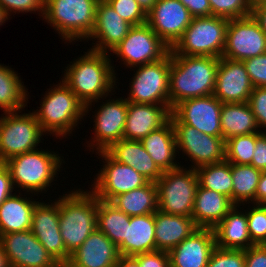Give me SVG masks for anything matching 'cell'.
Here are the masks:
<instances>
[{
  "mask_svg": "<svg viewBox=\"0 0 266 267\" xmlns=\"http://www.w3.org/2000/svg\"><path fill=\"white\" fill-rule=\"evenodd\" d=\"M107 53L89 51L67 66L62 81L85 106V115L92 102L108 96L115 88L116 74Z\"/></svg>",
  "mask_w": 266,
  "mask_h": 267,
  "instance_id": "1",
  "label": "cell"
},
{
  "mask_svg": "<svg viewBox=\"0 0 266 267\" xmlns=\"http://www.w3.org/2000/svg\"><path fill=\"white\" fill-rule=\"evenodd\" d=\"M219 60L212 56L171 55L170 111L183 100L214 93Z\"/></svg>",
  "mask_w": 266,
  "mask_h": 267,
  "instance_id": "2",
  "label": "cell"
},
{
  "mask_svg": "<svg viewBox=\"0 0 266 267\" xmlns=\"http://www.w3.org/2000/svg\"><path fill=\"white\" fill-rule=\"evenodd\" d=\"M71 192L59 197L60 234L70 255L97 228L98 209V198L92 191Z\"/></svg>",
  "mask_w": 266,
  "mask_h": 267,
  "instance_id": "3",
  "label": "cell"
},
{
  "mask_svg": "<svg viewBox=\"0 0 266 267\" xmlns=\"http://www.w3.org/2000/svg\"><path fill=\"white\" fill-rule=\"evenodd\" d=\"M45 94L33 113L45 134L65 137L85 115V106L62 81Z\"/></svg>",
  "mask_w": 266,
  "mask_h": 267,
  "instance_id": "4",
  "label": "cell"
},
{
  "mask_svg": "<svg viewBox=\"0 0 266 267\" xmlns=\"http://www.w3.org/2000/svg\"><path fill=\"white\" fill-rule=\"evenodd\" d=\"M99 0H44L43 19L69 42L88 41Z\"/></svg>",
  "mask_w": 266,
  "mask_h": 267,
  "instance_id": "5",
  "label": "cell"
},
{
  "mask_svg": "<svg viewBox=\"0 0 266 267\" xmlns=\"http://www.w3.org/2000/svg\"><path fill=\"white\" fill-rule=\"evenodd\" d=\"M61 163L58 154L35 149L9 158L4 165L10 171L13 186L35 194L46 191L61 168Z\"/></svg>",
  "mask_w": 266,
  "mask_h": 267,
  "instance_id": "6",
  "label": "cell"
},
{
  "mask_svg": "<svg viewBox=\"0 0 266 267\" xmlns=\"http://www.w3.org/2000/svg\"><path fill=\"white\" fill-rule=\"evenodd\" d=\"M229 19L217 16L196 17L170 49L171 55L221 58Z\"/></svg>",
  "mask_w": 266,
  "mask_h": 267,
  "instance_id": "7",
  "label": "cell"
},
{
  "mask_svg": "<svg viewBox=\"0 0 266 267\" xmlns=\"http://www.w3.org/2000/svg\"><path fill=\"white\" fill-rule=\"evenodd\" d=\"M158 210L164 214L191 217L199 185L196 169L179 167L165 171L155 182Z\"/></svg>",
  "mask_w": 266,
  "mask_h": 267,
  "instance_id": "8",
  "label": "cell"
},
{
  "mask_svg": "<svg viewBox=\"0 0 266 267\" xmlns=\"http://www.w3.org/2000/svg\"><path fill=\"white\" fill-rule=\"evenodd\" d=\"M0 117V163L37 149L44 131L32 112H4Z\"/></svg>",
  "mask_w": 266,
  "mask_h": 267,
  "instance_id": "9",
  "label": "cell"
},
{
  "mask_svg": "<svg viewBox=\"0 0 266 267\" xmlns=\"http://www.w3.org/2000/svg\"><path fill=\"white\" fill-rule=\"evenodd\" d=\"M170 52L159 61L139 66L131 82L127 102L165 105L170 110Z\"/></svg>",
  "mask_w": 266,
  "mask_h": 267,
  "instance_id": "10",
  "label": "cell"
},
{
  "mask_svg": "<svg viewBox=\"0 0 266 267\" xmlns=\"http://www.w3.org/2000/svg\"><path fill=\"white\" fill-rule=\"evenodd\" d=\"M170 48L147 24L133 26L126 37L112 50L128 67H137L163 59Z\"/></svg>",
  "mask_w": 266,
  "mask_h": 267,
  "instance_id": "11",
  "label": "cell"
},
{
  "mask_svg": "<svg viewBox=\"0 0 266 267\" xmlns=\"http://www.w3.org/2000/svg\"><path fill=\"white\" fill-rule=\"evenodd\" d=\"M222 104L213 94L189 98L172 108L170 119L172 124H187L204 134L222 137Z\"/></svg>",
  "mask_w": 266,
  "mask_h": 267,
  "instance_id": "12",
  "label": "cell"
},
{
  "mask_svg": "<svg viewBox=\"0 0 266 267\" xmlns=\"http://www.w3.org/2000/svg\"><path fill=\"white\" fill-rule=\"evenodd\" d=\"M266 53V34L252 15L230 19L222 57L244 61Z\"/></svg>",
  "mask_w": 266,
  "mask_h": 267,
  "instance_id": "13",
  "label": "cell"
},
{
  "mask_svg": "<svg viewBox=\"0 0 266 267\" xmlns=\"http://www.w3.org/2000/svg\"><path fill=\"white\" fill-rule=\"evenodd\" d=\"M96 153H99L106 163L97 174L91 190L99 200L111 202L116 196L144 186L148 182L133 167L115 161L105 151Z\"/></svg>",
  "mask_w": 266,
  "mask_h": 267,
  "instance_id": "14",
  "label": "cell"
},
{
  "mask_svg": "<svg viewBox=\"0 0 266 267\" xmlns=\"http://www.w3.org/2000/svg\"><path fill=\"white\" fill-rule=\"evenodd\" d=\"M177 150H182L192 159L197 169L204 165L220 163L225 160V141L223 137H214L199 132L187 124H173Z\"/></svg>",
  "mask_w": 266,
  "mask_h": 267,
  "instance_id": "15",
  "label": "cell"
},
{
  "mask_svg": "<svg viewBox=\"0 0 266 267\" xmlns=\"http://www.w3.org/2000/svg\"><path fill=\"white\" fill-rule=\"evenodd\" d=\"M10 267H60L31 230L0 235Z\"/></svg>",
  "mask_w": 266,
  "mask_h": 267,
  "instance_id": "16",
  "label": "cell"
},
{
  "mask_svg": "<svg viewBox=\"0 0 266 267\" xmlns=\"http://www.w3.org/2000/svg\"><path fill=\"white\" fill-rule=\"evenodd\" d=\"M193 17L179 0H157L146 23L171 49L191 24Z\"/></svg>",
  "mask_w": 266,
  "mask_h": 267,
  "instance_id": "17",
  "label": "cell"
},
{
  "mask_svg": "<svg viewBox=\"0 0 266 267\" xmlns=\"http://www.w3.org/2000/svg\"><path fill=\"white\" fill-rule=\"evenodd\" d=\"M30 230L60 265L68 263L71 255L66 251L60 234L59 199L51 205L37 202Z\"/></svg>",
  "mask_w": 266,
  "mask_h": 267,
  "instance_id": "18",
  "label": "cell"
},
{
  "mask_svg": "<svg viewBox=\"0 0 266 267\" xmlns=\"http://www.w3.org/2000/svg\"><path fill=\"white\" fill-rule=\"evenodd\" d=\"M254 86L243 61L221 57L213 95L222 103L248 102Z\"/></svg>",
  "mask_w": 266,
  "mask_h": 267,
  "instance_id": "19",
  "label": "cell"
},
{
  "mask_svg": "<svg viewBox=\"0 0 266 267\" xmlns=\"http://www.w3.org/2000/svg\"><path fill=\"white\" fill-rule=\"evenodd\" d=\"M100 106L95 114L94 130L95 135L91 145L92 149L96 146V150L105 151L112 143L123 139V131L126 123L128 111V102L126 98L108 99V101ZM93 142V143H92ZM95 143V144H94Z\"/></svg>",
  "mask_w": 266,
  "mask_h": 267,
  "instance_id": "20",
  "label": "cell"
},
{
  "mask_svg": "<svg viewBox=\"0 0 266 267\" xmlns=\"http://www.w3.org/2000/svg\"><path fill=\"white\" fill-rule=\"evenodd\" d=\"M132 27L133 25L122 19L105 0H99L94 28L88 37V39H97V44L92 46L91 50L103 53L111 52L126 37Z\"/></svg>",
  "mask_w": 266,
  "mask_h": 267,
  "instance_id": "21",
  "label": "cell"
},
{
  "mask_svg": "<svg viewBox=\"0 0 266 267\" xmlns=\"http://www.w3.org/2000/svg\"><path fill=\"white\" fill-rule=\"evenodd\" d=\"M213 229L198 228L169 253L171 267H207L214 248Z\"/></svg>",
  "mask_w": 266,
  "mask_h": 267,
  "instance_id": "22",
  "label": "cell"
},
{
  "mask_svg": "<svg viewBox=\"0 0 266 267\" xmlns=\"http://www.w3.org/2000/svg\"><path fill=\"white\" fill-rule=\"evenodd\" d=\"M119 257L118 246L96 228L82 245L71 254L66 266L115 267Z\"/></svg>",
  "mask_w": 266,
  "mask_h": 267,
  "instance_id": "23",
  "label": "cell"
},
{
  "mask_svg": "<svg viewBox=\"0 0 266 267\" xmlns=\"http://www.w3.org/2000/svg\"><path fill=\"white\" fill-rule=\"evenodd\" d=\"M157 105L128 102L123 138L141 141L163 126L170 119L171 111L165 105Z\"/></svg>",
  "mask_w": 266,
  "mask_h": 267,
  "instance_id": "24",
  "label": "cell"
},
{
  "mask_svg": "<svg viewBox=\"0 0 266 267\" xmlns=\"http://www.w3.org/2000/svg\"><path fill=\"white\" fill-rule=\"evenodd\" d=\"M105 152L115 161L133 167L149 182H156L163 174L140 141L123 138L112 143Z\"/></svg>",
  "mask_w": 266,
  "mask_h": 267,
  "instance_id": "25",
  "label": "cell"
},
{
  "mask_svg": "<svg viewBox=\"0 0 266 267\" xmlns=\"http://www.w3.org/2000/svg\"><path fill=\"white\" fill-rule=\"evenodd\" d=\"M233 207L229 197L198 185L191 217L198 228L214 229Z\"/></svg>",
  "mask_w": 266,
  "mask_h": 267,
  "instance_id": "26",
  "label": "cell"
},
{
  "mask_svg": "<svg viewBox=\"0 0 266 267\" xmlns=\"http://www.w3.org/2000/svg\"><path fill=\"white\" fill-rule=\"evenodd\" d=\"M140 142L162 172L180 167L176 161L174 162L178 150L171 119L160 128L151 131Z\"/></svg>",
  "mask_w": 266,
  "mask_h": 267,
  "instance_id": "27",
  "label": "cell"
},
{
  "mask_svg": "<svg viewBox=\"0 0 266 267\" xmlns=\"http://www.w3.org/2000/svg\"><path fill=\"white\" fill-rule=\"evenodd\" d=\"M234 207L224 216L213 229L216 247L222 249L246 250L255 244L250 239L247 226V213ZM240 211V212H239Z\"/></svg>",
  "mask_w": 266,
  "mask_h": 267,
  "instance_id": "28",
  "label": "cell"
},
{
  "mask_svg": "<svg viewBox=\"0 0 266 267\" xmlns=\"http://www.w3.org/2000/svg\"><path fill=\"white\" fill-rule=\"evenodd\" d=\"M198 227L192 217L155 212L156 251H167L189 237Z\"/></svg>",
  "mask_w": 266,
  "mask_h": 267,
  "instance_id": "29",
  "label": "cell"
},
{
  "mask_svg": "<svg viewBox=\"0 0 266 267\" xmlns=\"http://www.w3.org/2000/svg\"><path fill=\"white\" fill-rule=\"evenodd\" d=\"M118 250L124 256L156 251L155 213L130 217V221H127L126 237Z\"/></svg>",
  "mask_w": 266,
  "mask_h": 267,
  "instance_id": "30",
  "label": "cell"
},
{
  "mask_svg": "<svg viewBox=\"0 0 266 267\" xmlns=\"http://www.w3.org/2000/svg\"><path fill=\"white\" fill-rule=\"evenodd\" d=\"M16 193L0 205V235L30 230L33 210L38 201Z\"/></svg>",
  "mask_w": 266,
  "mask_h": 267,
  "instance_id": "31",
  "label": "cell"
},
{
  "mask_svg": "<svg viewBox=\"0 0 266 267\" xmlns=\"http://www.w3.org/2000/svg\"><path fill=\"white\" fill-rule=\"evenodd\" d=\"M255 115L248 102L223 103L221 106V131L224 141L241 135L260 132Z\"/></svg>",
  "mask_w": 266,
  "mask_h": 267,
  "instance_id": "32",
  "label": "cell"
},
{
  "mask_svg": "<svg viewBox=\"0 0 266 267\" xmlns=\"http://www.w3.org/2000/svg\"><path fill=\"white\" fill-rule=\"evenodd\" d=\"M157 186L147 182L144 186L116 196L111 203L126 215L142 216L158 210Z\"/></svg>",
  "mask_w": 266,
  "mask_h": 267,
  "instance_id": "33",
  "label": "cell"
},
{
  "mask_svg": "<svg viewBox=\"0 0 266 267\" xmlns=\"http://www.w3.org/2000/svg\"><path fill=\"white\" fill-rule=\"evenodd\" d=\"M19 77L12 68L0 64V108L3 112L19 113L27 104L28 91Z\"/></svg>",
  "mask_w": 266,
  "mask_h": 267,
  "instance_id": "34",
  "label": "cell"
},
{
  "mask_svg": "<svg viewBox=\"0 0 266 267\" xmlns=\"http://www.w3.org/2000/svg\"><path fill=\"white\" fill-rule=\"evenodd\" d=\"M130 216L120 211L110 201L98 199L97 229L102 231L116 246L126 237Z\"/></svg>",
  "mask_w": 266,
  "mask_h": 267,
  "instance_id": "35",
  "label": "cell"
},
{
  "mask_svg": "<svg viewBox=\"0 0 266 267\" xmlns=\"http://www.w3.org/2000/svg\"><path fill=\"white\" fill-rule=\"evenodd\" d=\"M232 174V203L241 205L243 202L255 204V194L262 171L252 165L231 163Z\"/></svg>",
  "mask_w": 266,
  "mask_h": 267,
  "instance_id": "36",
  "label": "cell"
},
{
  "mask_svg": "<svg viewBox=\"0 0 266 267\" xmlns=\"http://www.w3.org/2000/svg\"><path fill=\"white\" fill-rule=\"evenodd\" d=\"M199 185L229 197L232 201L231 163L224 160L220 163L204 165L196 169Z\"/></svg>",
  "mask_w": 266,
  "mask_h": 267,
  "instance_id": "37",
  "label": "cell"
},
{
  "mask_svg": "<svg viewBox=\"0 0 266 267\" xmlns=\"http://www.w3.org/2000/svg\"><path fill=\"white\" fill-rule=\"evenodd\" d=\"M256 147V132L234 136L225 141V160L233 164L250 165Z\"/></svg>",
  "mask_w": 266,
  "mask_h": 267,
  "instance_id": "38",
  "label": "cell"
},
{
  "mask_svg": "<svg viewBox=\"0 0 266 267\" xmlns=\"http://www.w3.org/2000/svg\"><path fill=\"white\" fill-rule=\"evenodd\" d=\"M212 16L226 19H240L251 15L252 3L249 0H209Z\"/></svg>",
  "mask_w": 266,
  "mask_h": 267,
  "instance_id": "39",
  "label": "cell"
},
{
  "mask_svg": "<svg viewBox=\"0 0 266 267\" xmlns=\"http://www.w3.org/2000/svg\"><path fill=\"white\" fill-rule=\"evenodd\" d=\"M246 213L250 239L255 245L266 244V205L254 204Z\"/></svg>",
  "mask_w": 266,
  "mask_h": 267,
  "instance_id": "40",
  "label": "cell"
},
{
  "mask_svg": "<svg viewBox=\"0 0 266 267\" xmlns=\"http://www.w3.org/2000/svg\"><path fill=\"white\" fill-rule=\"evenodd\" d=\"M113 9L133 26L143 25L147 21V14L136 0H105Z\"/></svg>",
  "mask_w": 266,
  "mask_h": 267,
  "instance_id": "41",
  "label": "cell"
},
{
  "mask_svg": "<svg viewBox=\"0 0 266 267\" xmlns=\"http://www.w3.org/2000/svg\"><path fill=\"white\" fill-rule=\"evenodd\" d=\"M207 267H245L244 250L215 247Z\"/></svg>",
  "mask_w": 266,
  "mask_h": 267,
  "instance_id": "42",
  "label": "cell"
},
{
  "mask_svg": "<svg viewBox=\"0 0 266 267\" xmlns=\"http://www.w3.org/2000/svg\"><path fill=\"white\" fill-rule=\"evenodd\" d=\"M254 87H266V53L243 61Z\"/></svg>",
  "mask_w": 266,
  "mask_h": 267,
  "instance_id": "43",
  "label": "cell"
},
{
  "mask_svg": "<svg viewBox=\"0 0 266 267\" xmlns=\"http://www.w3.org/2000/svg\"><path fill=\"white\" fill-rule=\"evenodd\" d=\"M258 127L266 128V87H254L248 101Z\"/></svg>",
  "mask_w": 266,
  "mask_h": 267,
  "instance_id": "44",
  "label": "cell"
},
{
  "mask_svg": "<svg viewBox=\"0 0 266 267\" xmlns=\"http://www.w3.org/2000/svg\"><path fill=\"white\" fill-rule=\"evenodd\" d=\"M0 6L5 14L16 12H40L44 14V0H0Z\"/></svg>",
  "mask_w": 266,
  "mask_h": 267,
  "instance_id": "45",
  "label": "cell"
},
{
  "mask_svg": "<svg viewBox=\"0 0 266 267\" xmlns=\"http://www.w3.org/2000/svg\"><path fill=\"white\" fill-rule=\"evenodd\" d=\"M140 267H171L170 257L167 251H153L134 255Z\"/></svg>",
  "mask_w": 266,
  "mask_h": 267,
  "instance_id": "46",
  "label": "cell"
},
{
  "mask_svg": "<svg viewBox=\"0 0 266 267\" xmlns=\"http://www.w3.org/2000/svg\"><path fill=\"white\" fill-rule=\"evenodd\" d=\"M245 267H266V244L254 245L244 250Z\"/></svg>",
  "mask_w": 266,
  "mask_h": 267,
  "instance_id": "47",
  "label": "cell"
},
{
  "mask_svg": "<svg viewBox=\"0 0 266 267\" xmlns=\"http://www.w3.org/2000/svg\"><path fill=\"white\" fill-rule=\"evenodd\" d=\"M255 168L266 171V132H256V147L251 161Z\"/></svg>",
  "mask_w": 266,
  "mask_h": 267,
  "instance_id": "48",
  "label": "cell"
},
{
  "mask_svg": "<svg viewBox=\"0 0 266 267\" xmlns=\"http://www.w3.org/2000/svg\"><path fill=\"white\" fill-rule=\"evenodd\" d=\"M189 10L193 18L212 16L209 0H179Z\"/></svg>",
  "mask_w": 266,
  "mask_h": 267,
  "instance_id": "49",
  "label": "cell"
},
{
  "mask_svg": "<svg viewBox=\"0 0 266 267\" xmlns=\"http://www.w3.org/2000/svg\"><path fill=\"white\" fill-rule=\"evenodd\" d=\"M14 188L9 169L4 163H0V205L13 195Z\"/></svg>",
  "mask_w": 266,
  "mask_h": 267,
  "instance_id": "50",
  "label": "cell"
},
{
  "mask_svg": "<svg viewBox=\"0 0 266 267\" xmlns=\"http://www.w3.org/2000/svg\"><path fill=\"white\" fill-rule=\"evenodd\" d=\"M266 205V171H262L255 194V205Z\"/></svg>",
  "mask_w": 266,
  "mask_h": 267,
  "instance_id": "51",
  "label": "cell"
},
{
  "mask_svg": "<svg viewBox=\"0 0 266 267\" xmlns=\"http://www.w3.org/2000/svg\"><path fill=\"white\" fill-rule=\"evenodd\" d=\"M251 15L259 23L261 29L266 34V8L261 7L258 3L252 7Z\"/></svg>",
  "mask_w": 266,
  "mask_h": 267,
  "instance_id": "52",
  "label": "cell"
},
{
  "mask_svg": "<svg viewBox=\"0 0 266 267\" xmlns=\"http://www.w3.org/2000/svg\"><path fill=\"white\" fill-rule=\"evenodd\" d=\"M115 267H140L138 260L134 256L120 255Z\"/></svg>",
  "mask_w": 266,
  "mask_h": 267,
  "instance_id": "53",
  "label": "cell"
},
{
  "mask_svg": "<svg viewBox=\"0 0 266 267\" xmlns=\"http://www.w3.org/2000/svg\"><path fill=\"white\" fill-rule=\"evenodd\" d=\"M143 11L148 14L156 4L157 0H136Z\"/></svg>",
  "mask_w": 266,
  "mask_h": 267,
  "instance_id": "54",
  "label": "cell"
},
{
  "mask_svg": "<svg viewBox=\"0 0 266 267\" xmlns=\"http://www.w3.org/2000/svg\"><path fill=\"white\" fill-rule=\"evenodd\" d=\"M0 267H10L0 242Z\"/></svg>",
  "mask_w": 266,
  "mask_h": 267,
  "instance_id": "55",
  "label": "cell"
},
{
  "mask_svg": "<svg viewBox=\"0 0 266 267\" xmlns=\"http://www.w3.org/2000/svg\"><path fill=\"white\" fill-rule=\"evenodd\" d=\"M6 20H9V17H7L3 8L0 6V26L3 25Z\"/></svg>",
  "mask_w": 266,
  "mask_h": 267,
  "instance_id": "56",
  "label": "cell"
},
{
  "mask_svg": "<svg viewBox=\"0 0 266 267\" xmlns=\"http://www.w3.org/2000/svg\"><path fill=\"white\" fill-rule=\"evenodd\" d=\"M258 4H259L261 7H265V8H266V0H261Z\"/></svg>",
  "mask_w": 266,
  "mask_h": 267,
  "instance_id": "57",
  "label": "cell"
},
{
  "mask_svg": "<svg viewBox=\"0 0 266 267\" xmlns=\"http://www.w3.org/2000/svg\"><path fill=\"white\" fill-rule=\"evenodd\" d=\"M249 1L252 3V5H254L256 3H259L261 0H249Z\"/></svg>",
  "mask_w": 266,
  "mask_h": 267,
  "instance_id": "58",
  "label": "cell"
}]
</instances>
